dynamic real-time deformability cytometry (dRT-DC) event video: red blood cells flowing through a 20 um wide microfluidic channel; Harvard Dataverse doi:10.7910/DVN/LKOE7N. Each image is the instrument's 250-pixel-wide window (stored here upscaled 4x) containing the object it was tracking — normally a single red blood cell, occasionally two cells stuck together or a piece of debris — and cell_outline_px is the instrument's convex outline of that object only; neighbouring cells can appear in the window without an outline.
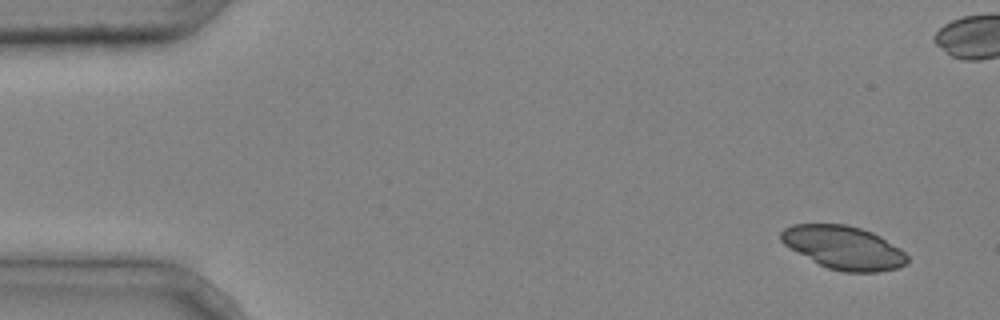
{"species": "common noctule bat (a hibernating species)", "species_latin": "Nyctalus noctula", "temperature_condition": "cold", "stored_images_in_passage": 5, "camera_frame_rate_fps": 3000, "um_per_image_px": 0.085, "animal": {"sex": "male", "body_mass_g": 20.4}, "frame": {"image": 1, "passage_image": 1, "time_ms": 0.0, "image_size_px": [1000, 320], "cell_outline_px": [[908, 260], [904, 264], [896, 268], [880, 272], [844, 272], [828, 268], [812, 260], [784, 244], [780, 240], [780, 232], [784, 228], [792, 224], [848, 224], [872, 232], [880, 236], [900, 248], [908, 256]], "centroid_in_image_um": [71.71, 21.03], "position_along_channel_um": 13.3, "area_um2": 31.67}}
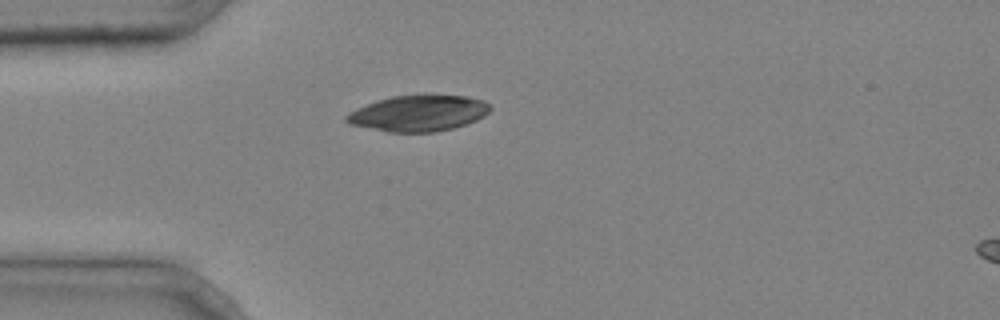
{"frame": {"image": 2, "passage_image": 5, "time_ms": 1.333, "image_size_px": [1000, 320], "cell_outline_px": [[492, 108], [484, 116], [476, 120], [452, 128], [436, 132], [388, 132], [348, 124], [344, 120], [344, 116], [348, 112], [356, 108], [376, 100], [392, 96], [420, 92], [428, 92], [468, 96], [484, 100], [492, 104]], "centroid_in_image_um": [35.57, 9.57], "position_along_channel_um": 49.4, "area_um2": 31.39}}